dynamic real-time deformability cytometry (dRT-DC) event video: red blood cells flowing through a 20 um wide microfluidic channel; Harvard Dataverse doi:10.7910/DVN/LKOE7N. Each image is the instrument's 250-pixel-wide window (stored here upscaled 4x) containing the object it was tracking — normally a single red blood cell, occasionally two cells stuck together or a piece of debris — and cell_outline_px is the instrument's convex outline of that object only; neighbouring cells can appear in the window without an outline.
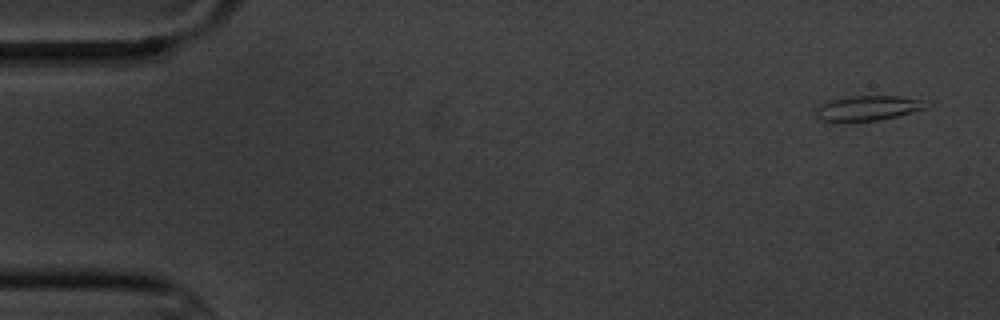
{"species": "common noctule bat (a hibernating species)", "species_latin": "Nyctalus noctula", "temperature_condition": "cold", "stored_images_in_passage": 5, "camera_frame_rate_fps": 3000, "um_per_image_px": 0.085, "animal": {"sex": "male", "body_mass_g": 20.1, "forearm_length_mm": 53.5}, "frame": {"image": 1, "passage_image": 1, "time_ms": 0.0, "image_size_px": [1000, 320], "cell_outline_px": [[932, 104], [924, 108], [896, 116], [880, 120], [820, 120], [816, 116], [816, 104], [832, 100], [852, 96], [900, 96], [920, 100]], "centroid_in_image_um": [73.75, 9.17], "position_along_channel_um": 11.3, "area_um2": 15.61}}
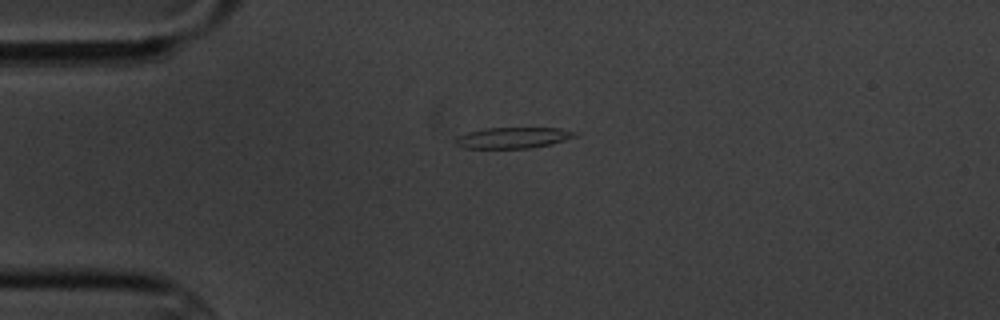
{"frame": {"image": 2, "passage_image": 4, "time_ms": 3.667, "image_size_px": [1000, 320], "cell_outline_px": [[580, 132], [576, 136], [564, 140], [548, 144], [528, 148], [460, 148], [456, 144], [456, 136], [468, 132], [484, 128], [560, 128]], "centroid_in_image_um": [43.59, 11.7], "position_along_channel_um": 41.4, "area_um2": 14.57}}